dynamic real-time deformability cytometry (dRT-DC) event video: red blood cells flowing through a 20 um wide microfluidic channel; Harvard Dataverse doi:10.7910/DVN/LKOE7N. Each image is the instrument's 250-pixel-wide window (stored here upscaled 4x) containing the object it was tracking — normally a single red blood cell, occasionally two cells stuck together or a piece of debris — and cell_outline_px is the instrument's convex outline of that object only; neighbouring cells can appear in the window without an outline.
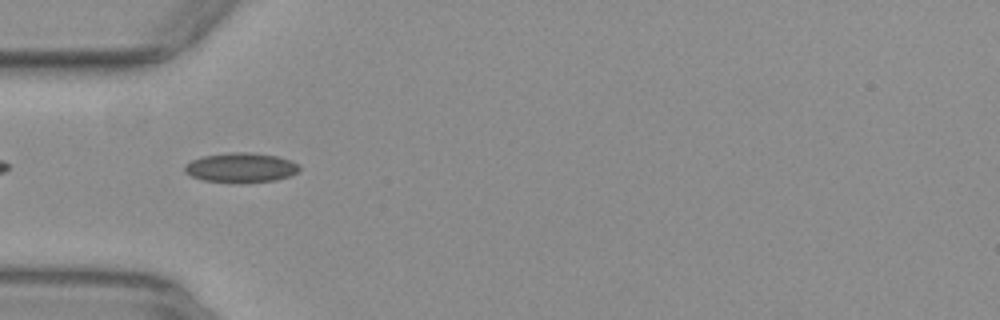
{"species": "common noctule bat (a hibernating species)", "species_latin": "Nyctalus noctula", "temperature_condition": "warm", "stored_images_in_passage": 37, "camera_frame_rate_fps": 3000, "um_per_image_px": 0.085, "animal": {"sex": "female", "body_mass_g": 29.2, "forearm_length_mm": 56.3}, "frame": {"image": 1, "passage_image": 1, "time_ms": 0.0, "image_size_px": [1000, 320], "cell_outline_px": [[300, 168], [296, 172], [288, 176], [276, 180], [244, 184], [232, 184], [204, 180], [192, 176], [184, 172], [184, 164], [192, 160], [204, 156], [228, 152], [252, 152], [276, 156], [292, 160], [300, 164]], "centroid_in_image_um": [20.48, 14.26], "position_along_channel_um": 64.5, "area_um2": 20.29}}
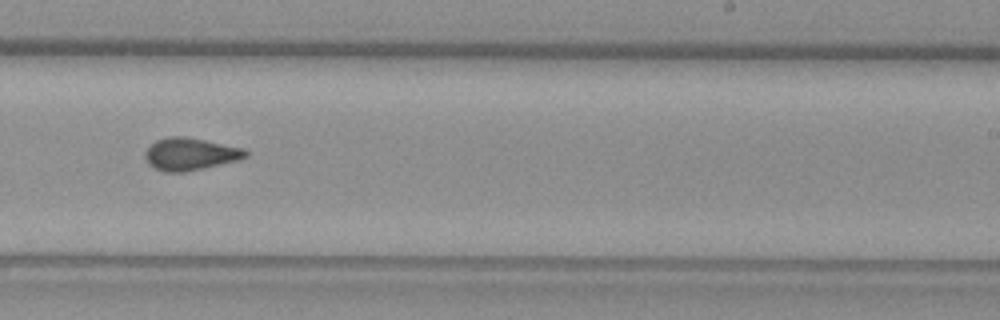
{"frame": {"image": 2, "passage_image": 17, "time_ms": 5.333, "image_size_px": [1000, 320], "cell_outline_px": [[248, 156], [240, 160], [204, 168], [184, 172], [164, 172], [148, 164], [144, 156], [144, 152], [156, 140], [168, 136], [184, 136], [244, 148], [248, 152]], "centroid_in_image_um": [16.17, 13.1], "position_along_channel_um": 272.8, "area_um2": 19.02}}
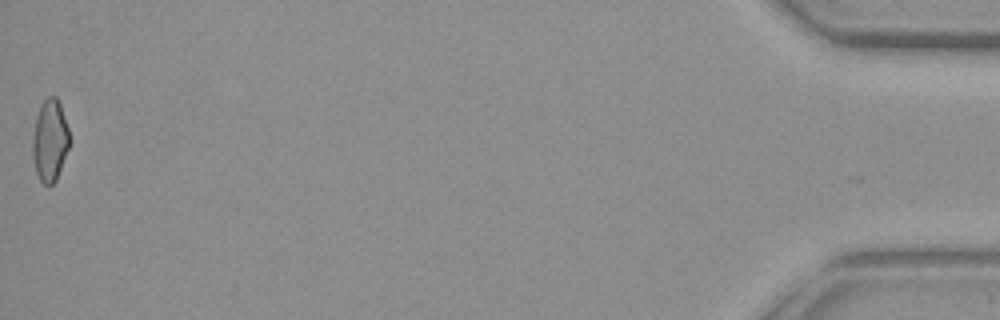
{"frame": {"image": 3, "passage_image": 37, "time_ms": 12.0, "image_size_px": [1000, 320], "cell_outline_px": [[72, 140], [56, 180], [48, 188], [40, 180], [36, 172], [32, 156], [32, 140], [36, 116], [40, 104], [48, 96], [56, 96], [60, 104]], "centroid_in_image_um": [4.25, 11.95], "position_along_channel_um": 431.0, "area_um2": 17.92}, "authors_computed_cell_mechanics": {"area_um2": 18.207, "velocity_mm_per_s": 3.9313, "shape_relaxation_time_tau1_ms": null, "shape_relaxation_time_tau2_ms": 1.5862, "deformation_change_tau1": null, "deformation_change_tau2": 0.0742}}